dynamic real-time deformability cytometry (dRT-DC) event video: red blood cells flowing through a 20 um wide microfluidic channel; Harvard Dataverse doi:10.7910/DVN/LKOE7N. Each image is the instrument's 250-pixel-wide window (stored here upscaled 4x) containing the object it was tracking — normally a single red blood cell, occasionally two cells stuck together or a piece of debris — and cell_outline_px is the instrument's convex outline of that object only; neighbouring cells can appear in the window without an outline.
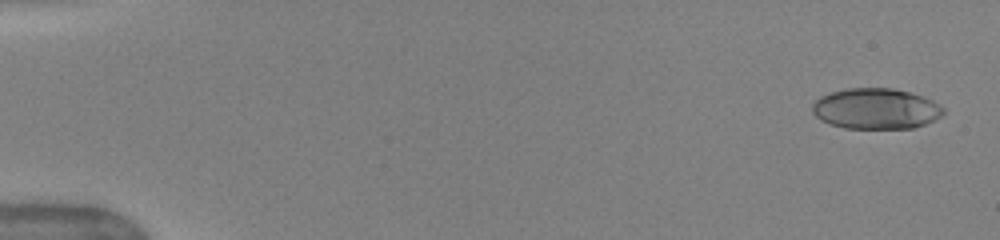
{"species": "human", "species_latin": "Homo sapiens", "temperature_condition": "warm", "stored_images_in_passage": 34, "camera_frame_rate_fps": 3000, "um_per_image_px": 0.085, "donor": {"sex": "female"}, "frame": {"image": 1, "passage_image": 2, "time_ms": 0.333, "image_size_px": [1000, 240], "cell_outline_px": [[944, 112], [940, 116], [924, 124], [912, 128], [844, 128], [828, 124], [820, 120], [812, 112], [812, 104], [820, 96], [832, 92], [848, 88], [892, 88], [908, 92], [932, 100], [944, 108]], "centroid_in_image_um": [74.4, 9.24], "position_along_channel_um": 10.6, "area_um2": 30.92}}
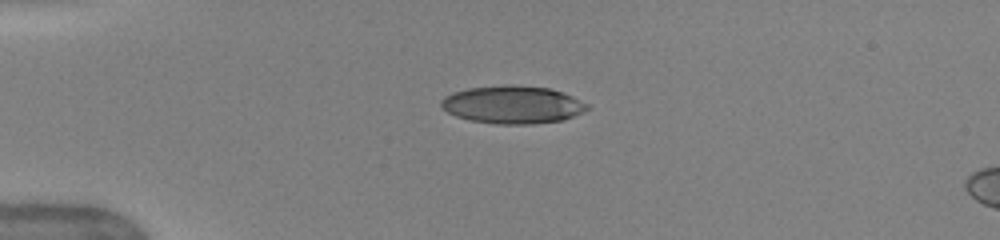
{"frame": {"image": 2, "passage_image": 13, "time_ms": 4.0, "image_size_px": [1000, 240], "cell_outline_px": [[588, 108], [572, 116], [560, 120], [532, 124], [496, 124], [472, 120], [456, 116], [448, 112], [440, 104], [440, 100], [444, 96], [452, 92], [468, 88], [548, 88], [564, 92], [588, 104]], "centroid_in_image_um": [43.55, 8.94], "position_along_channel_um": 41.5, "area_um2": 30.81}}